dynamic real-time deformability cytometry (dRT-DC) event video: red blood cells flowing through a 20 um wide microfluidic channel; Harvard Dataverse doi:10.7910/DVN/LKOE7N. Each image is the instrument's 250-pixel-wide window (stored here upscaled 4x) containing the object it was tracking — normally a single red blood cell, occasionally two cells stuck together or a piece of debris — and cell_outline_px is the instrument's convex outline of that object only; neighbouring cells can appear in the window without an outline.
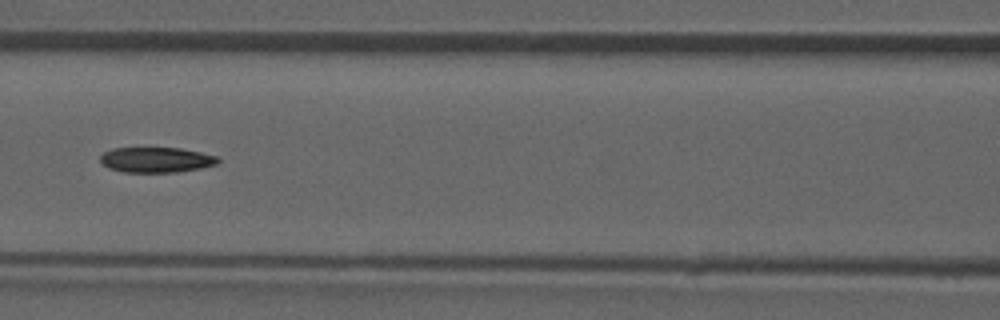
{"species": "common noctule bat (a hibernating species)", "species_latin": "Nyctalus noctula", "temperature_condition": "room temperature", "stored_images_in_passage": 52, "camera_frame_rate_fps": 3000, "um_per_image_px": 0.085, "animal": {"sex": "male", "forearm_length_mm": 52.5}, "frame": {"image": 1, "passage_image": 23, "time_ms": 7.333, "image_size_px": [1000, 320], "cell_outline_px": [[220, 160], [216, 164], [200, 168], [176, 172], [124, 172], [108, 168], [100, 160], [100, 156], [104, 152], [112, 148], [180, 148], [200, 152], [216, 156]], "centroid_in_image_um": [13.26, 13.58], "position_along_channel_um": 153.3, "area_um2": 17.22}}